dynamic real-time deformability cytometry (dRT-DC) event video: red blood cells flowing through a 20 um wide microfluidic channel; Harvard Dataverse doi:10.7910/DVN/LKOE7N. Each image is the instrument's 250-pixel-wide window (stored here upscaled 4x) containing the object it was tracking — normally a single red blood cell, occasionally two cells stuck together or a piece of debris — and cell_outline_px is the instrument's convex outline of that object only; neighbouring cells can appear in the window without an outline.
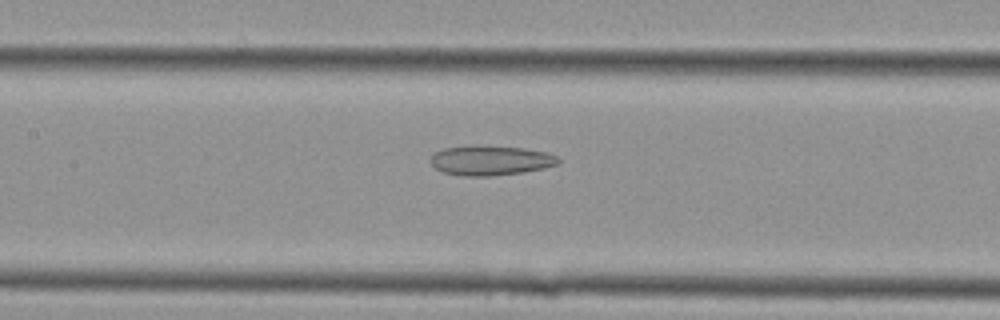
{"species": "Egyptian fruit bat (a non-hibernating species)", "species_latin": "Rousettus aegyptiacus", "temperature_condition": "cold", "stored_images_in_passage": 11, "camera_frame_rate_fps": 3000, "um_per_image_px": 0.085, "animal": {"sex": "female"}, "frame": {"image": 1, "passage_image": 7, "time_ms": 2.0, "image_size_px": [1000, 320], "cell_outline_px": [[560, 164], [544, 168], [524, 172], [492, 176], [464, 176], [444, 172], [436, 168], [428, 160], [432, 152], [444, 148], [468, 144], [524, 148], [548, 152], [556, 156], [560, 160]], "centroid_in_image_um": [41.67, 13.62], "position_along_channel_um": 165.7, "area_um2": 22.66}}
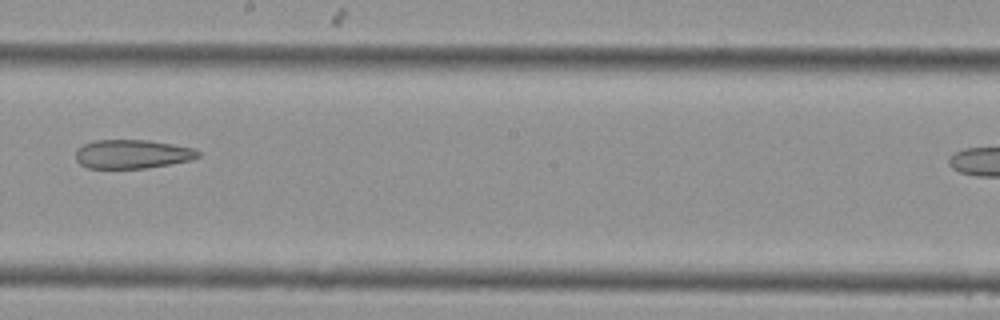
{"frame": {"image": 2, "passage_image": 10, "time_ms": 3.0, "image_size_px": [1000, 320], "cell_outline_px": [[200, 156], [192, 160], [144, 168], [88, 168], [80, 164], [76, 160], [76, 148], [84, 144], [96, 140], [148, 140], [172, 144], [192, 148], [200, 152]], "centroid_in_image_um": [11.22, 13.09], "position_along_channel_um": 237.0, "area_um2": 20.52}}